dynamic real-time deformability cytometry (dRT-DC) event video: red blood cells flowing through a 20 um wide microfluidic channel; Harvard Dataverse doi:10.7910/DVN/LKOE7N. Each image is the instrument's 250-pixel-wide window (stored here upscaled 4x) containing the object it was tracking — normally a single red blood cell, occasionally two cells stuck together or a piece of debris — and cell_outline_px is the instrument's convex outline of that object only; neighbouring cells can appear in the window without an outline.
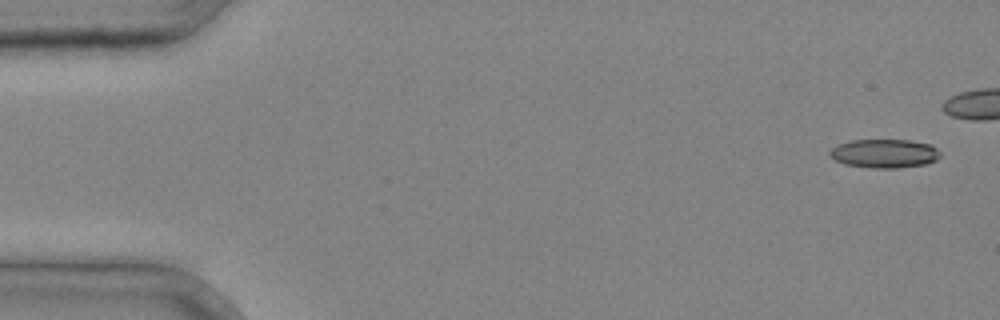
{"species": "common noctule bat (a hibernating species)", "species_latin": "Nyctalus noctula", "temperature_condition": "cold", "stored_images_in_passage": 4, "camera_frame_rate_fps": 3000, "um_per_image_px": 0.085, "animal": {"sex": "male", "body_mass_g": 20.4}, "frame": {"image": 1, "passage_image": 1, "time_ms": 0.0, "image_size_px": [1000, 320], "cell_outline_px": [[940, 156], [936, 160], [924, 164], [896, 168], [872, 168], [844, 164], [828, 156], [828, 152], [836, 144], [852, 140], [908, 140], [932, 144], [940, 152]], "centroid_in_image_um": [75.15, 13.04], "position_along_channel_um": 9.9, "area_um2": 18.61}}
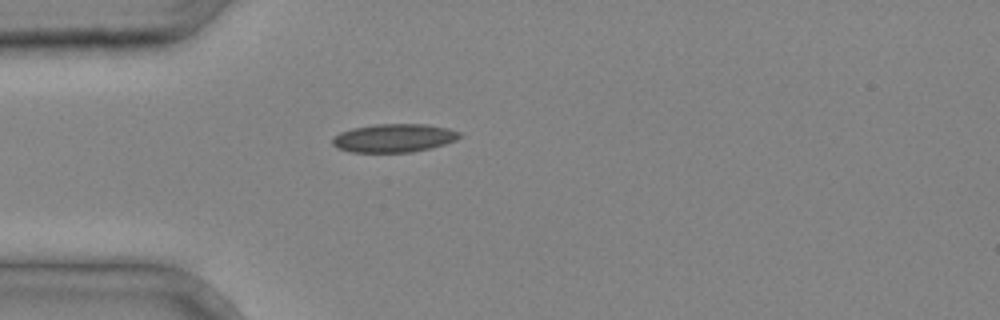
{"frame": {"image": 2, "passage_image": 4, "time_ms": 1.0, "image_size_px": [1000, 320], "cell_outline_px": [[464, 136], [456, 140], [444, 144], [412, 152], [352, 152], [336, 148], [332, 144], [332, 140], [340, 132], [352, 128], [376, 124], [428, 124], [448, 128], [460, 132]], "centroid_in_image_um": [33.5, 11.72], "position_along_channel_um": 51.5, "area_um2": 21.04}}